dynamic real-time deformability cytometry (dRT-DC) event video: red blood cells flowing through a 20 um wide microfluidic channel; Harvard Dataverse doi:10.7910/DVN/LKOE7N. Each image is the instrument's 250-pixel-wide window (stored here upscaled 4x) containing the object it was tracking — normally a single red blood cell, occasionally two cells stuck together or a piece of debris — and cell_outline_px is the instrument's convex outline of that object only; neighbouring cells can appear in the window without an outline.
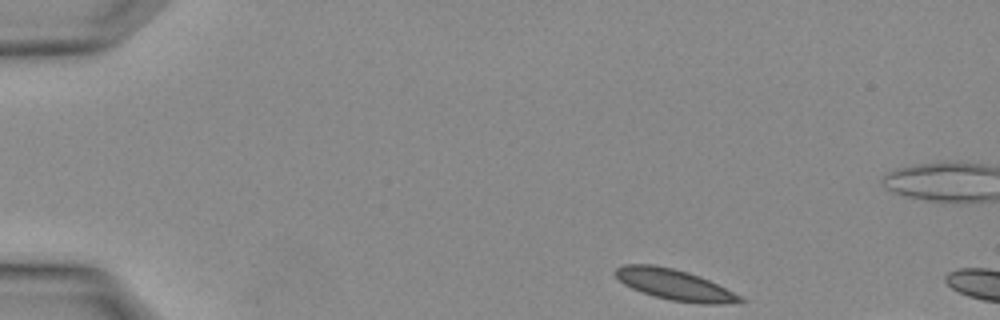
{"species": "Egyptian fruit bat (a non-hibernating species)", "species_latin": "Rousettus aegyptiacus", "temperature_condition": "warm", "stored_images_in_passage": 2, "camera_frame_rate_fps": 3000, "um_per_image_px": 0.085, "animal": {"sex": "female"}, "frame": {"image": 1, "passage_image": 1, "time_ms": 0.0, "image_size_px": [1000, 320], "cell_outline_px": [[748, 300], [724, 304], [704, 304], [672, 300], [656, 296], [632, 288], [624, 284], [616, 276], [616, 268], [624, 264], [652, 264], [672, 268], [688, 272], [700, 276]], "centroid_in_image_um": [57.33, 24.19], "position_along_channel_um": 27.7, "area_um2": 21.85}}